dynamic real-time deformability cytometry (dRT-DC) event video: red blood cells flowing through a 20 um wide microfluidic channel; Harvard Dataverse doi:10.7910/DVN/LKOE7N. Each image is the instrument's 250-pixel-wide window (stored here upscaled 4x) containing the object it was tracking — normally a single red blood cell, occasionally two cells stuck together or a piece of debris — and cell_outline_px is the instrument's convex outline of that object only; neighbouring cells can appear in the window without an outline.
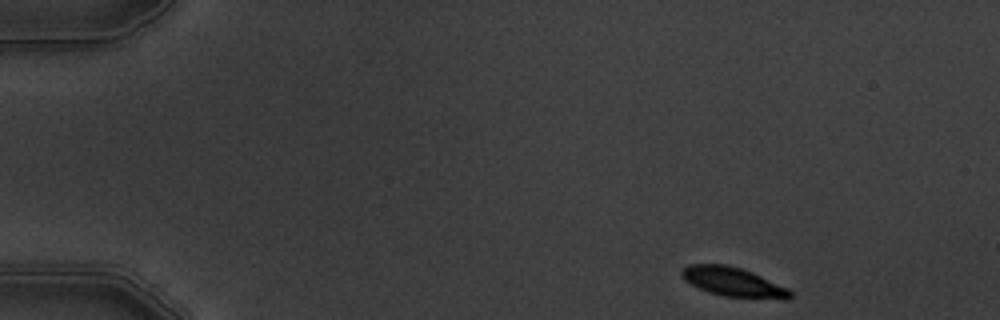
{"species": "common noctule bat (a hibernating species)", "species_latin": "Nyctalus noctula", "temperature_condition": "warm", "stored_images_in_passage": 4, "camera_frame_rate_fps": 3000, "um_per_image_px": 0.085, "animal": {"sex": "male", "body_mass_g": 19.5, "forearm_length_mm": 54.6}, "frame": {"image": 1, "passage_image": 1, "time_ms": 0.0, "image_size_px": [1000, 320], "cell_outline_px": [[792, 296], [788, 300], [784, 300], [724, 296], [708, 292], [684, 280], [680, 272], [680, 268], [688, 264], [728, 264], [752, 272], [788, 288], [792, 292]], "centroid_in_image_um": [62.33, 23.97], "position_along_channel_um": 22.7, "area_um2": 18.67}}
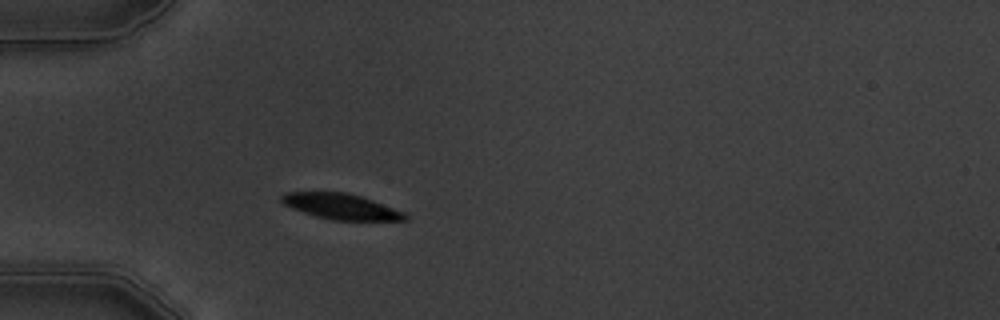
{"frame": {"image": 2, "passage_image": 4, "time_ms": 3.333, "image_size_px": [1000, 320], "cell_outline_px": [[408, 220], [332, 220], [316, 216], [292, 208], [284, 204], [280, 200], [280, 196], [284, 192], [344, 192], [360, 196], [372, 200], [404, 212], [408, 216]], "centroid_in_image_um": [28.97, 17.55], "position_along_channel_um": 56.0, "area_um2": 18.26}}